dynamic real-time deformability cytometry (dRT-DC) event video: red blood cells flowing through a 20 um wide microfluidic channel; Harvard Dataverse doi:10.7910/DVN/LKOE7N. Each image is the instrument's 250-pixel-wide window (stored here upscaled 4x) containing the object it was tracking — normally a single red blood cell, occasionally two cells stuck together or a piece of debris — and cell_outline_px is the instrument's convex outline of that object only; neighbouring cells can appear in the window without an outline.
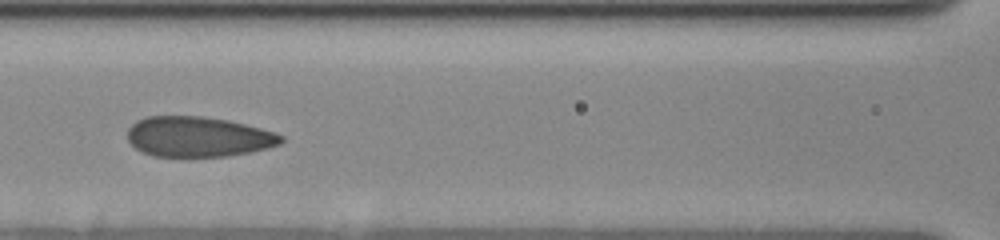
{"species": "human", "species_latin": "Homo sapiens", "temperature_condition": "cold", "stored_images_in_passage": 14, "camera_frame_rate_fps": 3000, "um_per_image_px": 0.085, "donor": {"sex": "female"}, "frame": {"image": 1, "passage_image": 4, "time_ms": 2.667, "image_size_px": [1000, 240], "cell_outline_px": [[284, 140], [280, 144], [248, 152], [228, 156], [152, 156], [140, 152], [128, 140], [128, 128], [136, 120], [144, 116], [204, 116], [228, 120], [260, 128], [284, 136]], "centroid_in_image_um": [16.79, 11.61], "position_along_channel_um": 149.8, "area_um2": 35.95}}
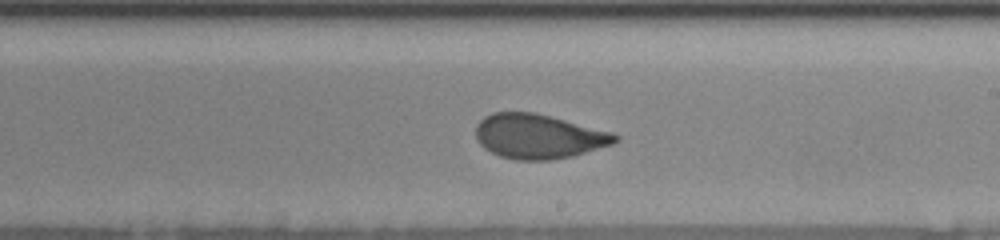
{"frame": {"image": 2, "passage_image": 10, "time_ms": 5.333, "image_size_px": [1000, 240], "cell_outline_px": [[620, 140], [612, 144], [572, 156], [548, 160], [516, 160], [500, 156], [484, 148], [476, 140], [476, 124], [484, 116], [492, 112], [536, 112], [612, 132], [620, 136]], "centroid_in_image_um": [45.76, 11.58], "position_along_channel_um": 243.2, "area_um2": 36.24}}
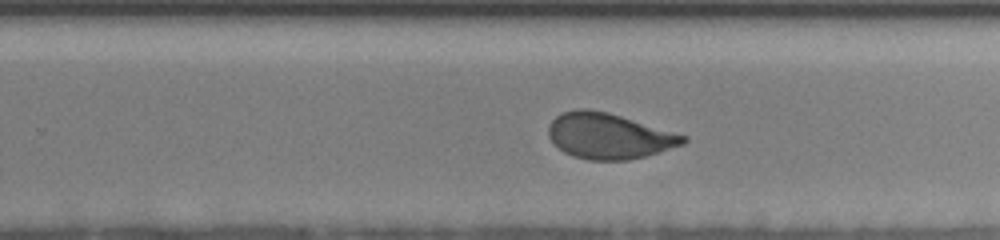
{"frame": {"image": 3, "passage_image": 13, "time_ms": 6.333, "image_size_px": [1000, 240], "cell_outline_px": [[688, 140], [684, 144], [644, 156], [628, 160], [588, 160], [572, 156], [564, 152], [548, 136], [548, 124], [556, 116], [564, 112], [576, 108], [588, 108], [608, 112], [688, 136]], "centroid_in_image_um": [51.74, 11.55], "position_along_channel_um": 278.1, "area_um2": 35.78}}